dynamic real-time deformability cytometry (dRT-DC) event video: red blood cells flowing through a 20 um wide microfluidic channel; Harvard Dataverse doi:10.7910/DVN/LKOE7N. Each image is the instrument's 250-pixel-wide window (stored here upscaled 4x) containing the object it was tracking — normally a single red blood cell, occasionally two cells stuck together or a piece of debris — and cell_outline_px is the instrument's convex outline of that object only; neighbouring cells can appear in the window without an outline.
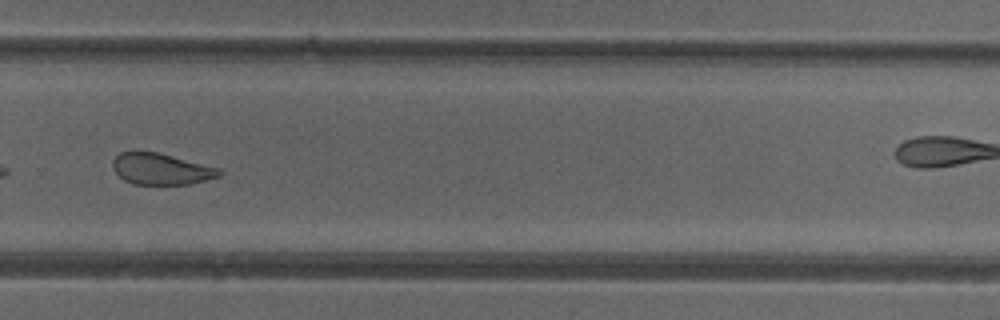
{"species": "common noctule bat (a hibernating species)", "species_latin": "Nyctalus noctula", "temperature_condition": "cold", "stored_images_in_passage": 34, "camera_frame_rate_fps": 3000, "um_per_image_px": 0.085, "animal": {"sex": "female"}, "frame": {"image": 1, "passage_image": 28, "time_ms": 9.0, "image_size_px": [1000, 320], "cell_outline_px": [[224, 172], [220, 176], [188, 184], [136, 184], [124, 180], [116, 172], [112, 164], [112, 160], [120, 152], [156, 152], [220, 168]], "centroid_in_image_um": [13.71, 14.36], "position_along_channel_um": 316.1, "area_um2": 19.13}, "authors_computed_cell_mechanics": {"area_um2": 21.0103, "velocity_mm_per_s": 3.9458, "shape_relaxation_time_tau1_ms": null, "shape_relaxation_time_tau2_ms": 1.5335, "deformation_change_tau1": null, "deformation_change_tau2": 0.0906}}